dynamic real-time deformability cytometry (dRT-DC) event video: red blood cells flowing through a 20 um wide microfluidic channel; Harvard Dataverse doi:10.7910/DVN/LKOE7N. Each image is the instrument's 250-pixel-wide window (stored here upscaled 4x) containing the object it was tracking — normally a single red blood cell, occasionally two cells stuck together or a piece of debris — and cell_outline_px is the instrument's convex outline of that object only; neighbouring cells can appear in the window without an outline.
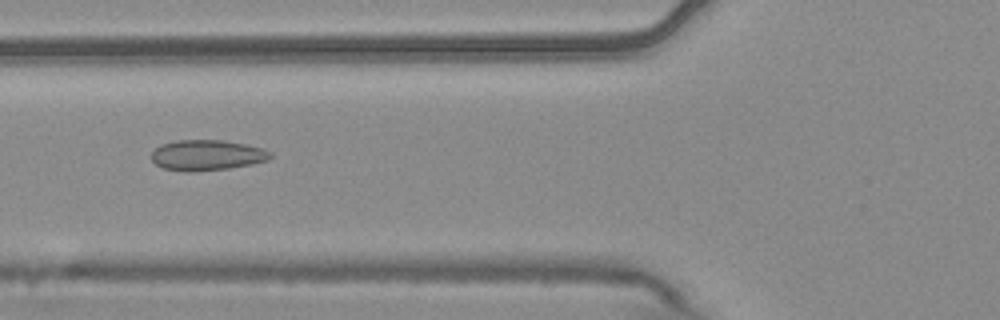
{"species": "common noctule bat (a hibernating species)", "species_latin": "Nyctalus noctula", "temperature_condition": "warm", "stored_images_in_passage": 7, "camera_frame_rate_fps": 3000, "um_per_image_px": 0.085, "animal": {"sex": "male", "body_mass_g": 20.4}, "frame": {"image": 1, "passage_image": 5, "time_ms": 1.333, "image_size_px": [1000, 320], "cell_outline_px": [[272, 156], [268, 160], [252, 164], [228, 168], [196, 172], [184, 172], [164, 168], [156, 164], [152, 160], [152, 152], [160, 144], [176, 140], [224, 140], [244, 144], [260, 148], [272, 152]], "centroid_in_image_um": [17.57, 13.19], "position_along_channel_um": 108.2, "area_um2": 21.21}}
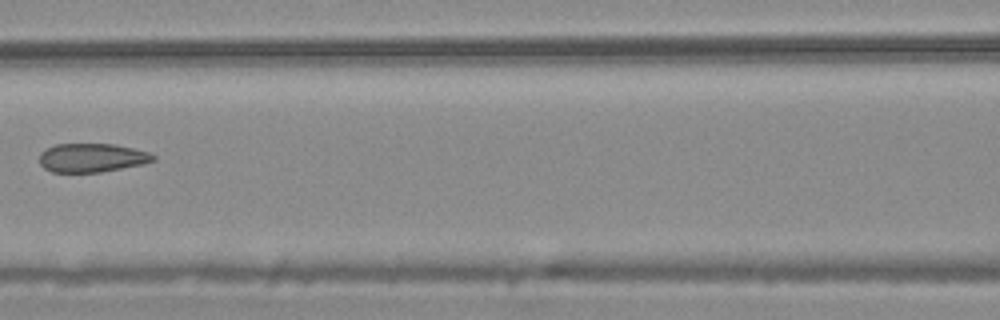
{"frame": {"image": 2, "passage_image": 6, "time_ms": 1.667, "image_size_px": [1000, 320], "cell_outline_px": [[156, 160], [144, 164], [100, 172], [52, 172], [44, 168], [40, 164], [40, 152], [56, 144], [116, 144], [148, 152], [156, 156]], "centroid_in_image_um": [7.83, 13.41], "position_along_channel_um": 158.8, "area_um2": 19.07}}
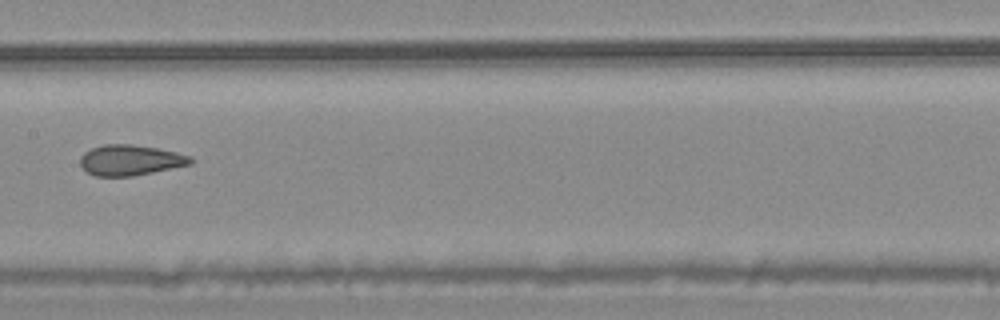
{"frame": {"image": 3, "passage_image": 7, "time_ms": 2.0, "image_size_px": [1000, 320], "cell_outline_px": [[192, 164], [132, 176], [96, 176], [88, 172], [80, 164], [80, 156], [84, 152], [92, 148], [104, 144], [132, 144], [156, 148], [176, 152], [192, 156]], "centroid_in_image_um": [11.07, 13.6], "position_along_channel_um": 196.3, "area_um2": 19.54}}